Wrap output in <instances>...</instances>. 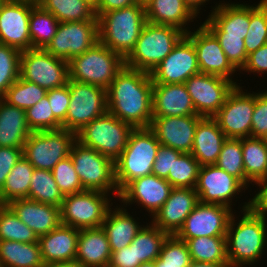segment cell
Returning a JSON list of instances; mask_svg holds the SVG:
<instances>
[{
  "instance_id": "obj_46",
  "label": "cell",
  "mask_w": 267,
  "mask_h": 267,
  "mask_svg": "<svg viewBox=\"0 0 267 267\" xmlns=\"http://www.w3.org/2000/svg\"><path fill=\"white\" fill-rule=\"evenodd\" d=\"M21 51L0 43V98L20 77Z\"/></svg>"
},
{
  "instance_id": "obj_42",
  "label": "cell",
  "mask_w": 267,
  "mask_h": 267,
  "mask_svg": "<svg viewBox=\"0 0 267 267\" xmlns=\"http://www.w3.org/2000/svg\"><path fill=\"white\" fill-rule=\"evenodd\" d=\"M46 92L43 87L36 83L19 77L1 98L8 104L26 111L39 102L46 95Z\"/></svg>"
},
{
  "instance_id": "obj_7",
  "label": "cell",
  "mask_w": 267,
  "mask_h": 267,
  "mask_svg": "<svg viewBox=\"0 0 267 267\" xmlns=\"http://www.w3.org/2000/svg\"><path fill=\"white\" fill-rule=\"evenodd\" d=\"M134 127L108 111L76 133V140L115 162L128 144Z\"/></svg>"
},
{
  "instance_id": "obj_4",
  "label": "cell",
  "mask_w": 267,
  "mask_h": 267,
  "mask_svg": "<svg viewBox=\"0 0 267 267\" xmlns=\"http://www.w3.org/2000/svg\"><path fill=\"white\" fill-rule=\"evenodd\" d=\"M160 143L150 128H134L128 144L114 162L115 182L121 192L131 181L152 174Z\"/></svg>"
},
{
  "instance_id": "obj_37",
  "label": "cell",
  "mask_w": 267,
  "mask_h": 267,
  "mask_svg": "<svg viewBox=\"0 0 267 267\" xmlns=\"http://www.w3.org/2000/svg\"><path fill=\"white\" fill-rule=\"evenodd\" d=\"M186 242L190 257L195 262L229 263L226 236L180 239Z\"/></svg>"
},
{
  "instance_id": "obj_5",
  "label": "cell",
  "mask_w": 267,
  "mask_h": 267,
  "mask_svg": "<svg viewBox=\"0 0 267 267\" xmlns=\"http://www.w3.org/2000/svg\"><path fill=\"white\" fill-rule=\"evenodd\" d=\"M184 35L176 27L146 22L124 65L151 73Z\"/></svg>"
},
{
  "instance_id": "obj_45",
  "label": "cell",
  "mask_w": 267,
  "mask_h": 267,
  "mask_svg": "<svg viewBox=\"0 0 267 267\" xmlns=\"http://www.w3.org/2000/svg\"><path fill=\"white\" fill-rule=\"evenodd\" d=\"M215 165L237 178L245 186V170L241 138H227L222 145L221 152Z\"/></svg>"
},
{
  "instance_id": "obj_9",
  "label": "cell",
  "mask_w": 267,
  "mask_h": 267,
  "mask_svg": "<svg viewBox=\"0 0 267 267\" xmlns=\"http://www.w3.org/2000/svg\"><path fill=\"white\" fill-rule=\"evenodd\" d=\"M76 133L67 129L32 132L23 147L25 157L34 168L52 171L70 154Z\"/></svg>"
},
{
  "instance_id": "obj_17",
  "label": "cell",
  "mask_w": 267,
  "mask_h": 267,
  "mask_svg": "<svg viewBox=\"0 0 267 267\" xmlns=\"http://www.w3.org/2000/svg\"><path fill=\"white\" fill-rule=\"evenodd\" d=\"M200 73L195 47L184 35L172 51L150 73L153 83H184Z\"/></svg>"
},
{
  "instance_id": "obj_23",
  "label": "cell",
  "mask_w": 267,
  "mask_h": 267,
  "mask_svg": "<svg viewBox=\"0 0 267 267\" xmlns=\"http://www.w3.org/2000/svg\"><path fill=\"white\" fill-rule=\"evenodd\" d=\"M198 203L195 188H172L166 202L154 214L152 223L169 235H175Z\"/></svg>"
},
{
  "instance_id": "obj_63",
  "label": "cell",
  "mask_w": 267,
  "mask_h": 267,
  "mask_svg": "<svg viewBox=\"0 0 267 267\" xmlns=\"http://www.w3.org/2000/svg\"><path fill=\"white\" fill-rule=\"evenodd\" d=\"M17 1H28V2L38 4L40 0H17Z\"/></svg>"
},
{
  "instance_id": "obj_49",
  "label": "cell",
  "mask_w": 267,
  "mask_h": 267,
  "mask_svg": "<svg viewBox=\"0 0 267 267\" xmlns=\"http://www.w3.org/2000/svg\"><path fill=\"white\" fill-rule=\"evenodd\" d=\"M52 173L59 190L64 196L85 190L76 170L74 169V164L70 156L59 161L54 166Z\"/></svg>"
},
{
  "instance_id": "obj_59",
  "label": "cell",
  "mask_w": 267,
  "mask_h": 267,
  "mask_svg": "<svg viewBox=\"0 0 267 267\" xmlns=\"http://www.w3.org/2000/svg\"><path fill=\"white\" fill-rule=\"evenodd\" d=\"M209 0H184L186 5L191 9V11L197 16L199 12V8L201 5L206 3Z\"/></svg>"
},
{
  "instance_id": "obj_43",
  "label": "cell",
  "mask_w": 267,
  "mask_h": 267,
  "mask_svg": "<svg viewBox=\"0 0 267 267\" xmlns=\"http://www.w3.org/2000/svg\"><path fill=\"white\" fill-rule=\"evenodd\" d=\"M38 239L7 205H0V240L33 243Z\"/></svg>"
},
{
  "instance_id": "obj_36",
  "label": "cell",
  "mask_w": 267,
  "mask_h": 267,
  "mask_svg": "<svg viewBox=\"0 0 267 267\" xmlns=\"http://www.w3.org/2000/svg\"><path fill=\"white\" fill-rule=\"evenodd\" d=\"M34 169L25 157L14 165L0 191V205H7L16 199H29V186Z\"/></svg>"
},
{
  "instance_id": "obj_65",
  "label": "cell",
  "mask_w": 267,
  "mask_h": 267,
  "mask_svg": "<svg viewBox=\"0 0 267 267\" xmlns=\"http://www.w3.org/2000/svg\"><path fill=\"white\" fill-rule=\"evenodd\" d=\"M6 0H0V8Z\"/></svg>"
},
{
  "instance_id": "obj_33",
  "label": "cell",
  "mask_w": 267,
  "mask_h": 267,
  "mask_svg": "<svg viewBox=\"0 0 267 267\" xmlns=\"http://www.w3.org/2000/svg\"><path fill=\"white\" fill-rule=\"evenodd\" d=\"M245 187L267 178V142L263 138H241Z\"/></svg>"
},
{
  "instance_id": "obj_6",
  "label": "cell",
  "mask_w": 267,
  "mask_h": 267,
  "mask_svg": "<svg viewBox=\"0 0 267 267\" xmlns=\"http://www.w3.org/2000/svg\"><path fill=\"white\" fill-rule=\"evenodd\" d=\"M68 65L69 80L96 85L106 90L125 66L124 59L119 54L100 42L73 57Z\"/></svg>"
},
{
  "instance_id": "obj_66",
  "label": "cell",
  "mask_w": 267,
  "mask_h": 267,
  "mask_svg": "<svg viewBox=\"0 0 267 267\" xmlns=\"http://www.w3.org/2000/svg\"><path fill=\"white\" fill-rule=\"evenodd\" d=\"M263 139L267 142V133H266V135L263 137Z\"/></svg>"
},
{
  "instance_id": "obj_53",
  "label": "cell",
  "mask_w": 267,
  "mask_h": 267,
  "mask_svg": "<svg viewBox=\"0 0 267 267\" xmlns=\"http://www.w3.org/2000/svg\"><path fill=\"white\" fill-rule=\"evenodd\" d=\"M182 152L171 147L161 145L158 149L157 156L152 168V174L167 179L169 171L172 170L174 161Z\"/></svg>"
},
{
  "instance_id": "obj_22",
  "label": "cell",
  "mask_w": 267,
  "mask_h": 267,
  "mask_svg": "<svg viewBox=\"0 0 267 267\" xmlns=\"http://www.w3.org/2000/svg\"><path fill=\"white\" fill-rule=\"evenodd\" d=\"M172 188L166 179L150 174L131 181L120 192L119 199L123 205L142 204L153 217L168 199Z\"/></svg>"
},
{
  "instance_id": "obj_18",
  "label": "cell",
  "mask_w": 267,
  "mask_h": 267,
  "mask_svg": "<svg viewBox=\"0 0 267 267\" xmlns=\"http://www.w3.org/2000/svg\"><path fill=\"white\" fill-rule=\"evenodd\" d=\"M245 187L237 178L216 165L201 166L195 186L199 202L231 208L232 197Z\"/></svg>"
},
{
  "instance_id": "obj_16",
  "label": "cell",
  "mask_w": 267,
  "mask_h": 267,
  "mask_svg": "<svg viewBox=\"0 0 267 267\" xmlns=\"http://www.w3.org/2000/svg\"><path fill=\"white\" fill-rule=\"evenodd\" d=\"M232 209L219 204L199 202L186 217L183 226L175 234L178 239H190L201 236H226Z\"/></svg>"
},
{
  "instance_id": "obj_27",
  "label": "cell",
  "mask_w": 267,
  "mask_h": 267,
  "mask_svg": "<svg viewBox=\"0 0 267 267\" xmlns=\"http://www.w3.org/2000/svg\"><path fill=\"white\" fill-rule=\"evenodd\" d=\"M226 140L227 137L213 117H202L195 130L191 154L200 166L215 165Z\"/></svg>"
},
{
  "instance_id": "obj_54",
  "label": "cell",
  "mask_w": 267,
  "mask_h": 267,
  "mask_svg": "<svg viewBox=\"0 0 267 267\" xmlns=\"http://www.w3.org/2000/svg\"><path fill=\"white\" fill-rule=\"evenodd\" d=\"M23 157V148L0 147V191L7 175L14 165Z\"/></svg>"
},
{
  "instance_id": "obj_48",
  "label": "cell",
  "mask_w": 267,
  "mask_h": 267,
  "mask_svg": "<svg viewBox=\"0 0 267 267\" xmlns=\"http://www.w3.org/2000/svg\"><path fill=\"white\" fill-rule=\"evenodd\" d=\"M158 260L162 267H188L192 261L186 242L175 235H169L164 241Z\"/></svg>"
},
{
  "instance_id": "obj_25",
  "label": "cell",
  "mask_w": 267,
  "mask_h": 267,
  "mask_svg": "<svg viewBox=\"0 0 267 267\" xmlns=\"http://www.w3.org/2000/svg\"><path fill=\"white\" fill-rule=\"evenodd\" d=\"M153 117L197 115L184 83H153Z\"/></svg>"
},
{
  "instance_id": "obj_31",
  "label": "cell",
  "mask_w": 267,
  "mask_h": 267,
  "mask_svg": "<svg viewBox=\"0 0 267 267\" xmlns=\"http://www.w3.org/2000/svg\"><path fill=\"white\" fill-rule=\"evenodd\" d=\"M31 133L25 110L0 98V147L23 148Z\"/></svg>"
},
{
  "instance_id": "obj_3",
  "label": "cell",
  "mask_w": 267,
  "mask_h": 267,
  "mask_svg": "<svg viewBox=\"0 0 267 267\" xmlns=\"http://www.w3.org/2000/svg\"><path fill=\"white\" fill-rule=\"evenodd\" d=\"M99 42L125 59L135 47L147 22L144 4H135L101 14Z\"/></svg>"
},
{
  "instance_id": "obj_32",
  "label": "cell",
  "mask_w": 267,
  "mask_h": 267,
  "mask_svg": "<svg viewBox=\"0 0 267 267\" xmlns=\"http://www.w3.org/2000/svg\"><path fill=\"white\" fill-rule=\"evenodd\" d=\"M123 208H115V211L110 209L101 225L108 238L111 252L130 245L142 229V226H139V223Z\"/></svg>"
},
{
  "instance_id": "obj_56",
  "label": "cell",
  "mask_w": 267,
  "mask_h": 267,
  "mask_svg": "<svg viewBox=\"0 0 267 267\" xmlns=\"http://www.w3.org/2000/svg\"><path fill=\"white\" fill-rule=\"evenodd\" d=\"M242 70L248 72H267V43L248 55L247 62Z\"/></svg>"
},
{
  "instance_id": "obj_35",
  "label": "cell",
  "mask_w": 267,
  "mask_h": 267,
  "mask_svg": "<svg viewBox=\"0 0 267 267\" xmlns=\"http://www.w3.org/2000/svg\"><path fill=\"white\" fill-rule=\"evenodd\" d=\"M38 4L59 22L98 21L87 0H40Z\"/></svg>"
},
{
  "instance_id": "obj_24",
  "label": "cell",
  "mask_w": 267,
  "mask_h": 267,
  "mask_svg": "<svg viewBox=\"0 0 267 267\" xmlns=\"http://www.w3.org/2000/svg\"><path fill=\"white\" fill-rule=\"evenodd\" d=\"M7 206L39 238L58 228L61 223L60 207L28 198L10 201Z\"/></svg>"
},
{
  "instance_id": "obj_44",
  "label": "cell",
  "mask_w": 267,
  "mask_h": 267,
  "mask_svg": "<svg viewBox=\"0 0 267 267\" xmlns=\"http://www.w3.org/2000/svg\"><path fill=\"white\" fill-rule=\"evenodd\" d=\"M200 167L191 153H181L166 180L173 188H195Z\"/></svg>"
},
{
  "instance_id": "obj_47",
  "label": "cell",
  "mask_w": 267,
  "mask_h": 267,
  "mask_svg": "<svg viewBox=\"0 0 267 267\" xmlns=\"http://www.w3.org/2000/svg\"><path fill=\"white\" fill-rule=\"evenodd\" d=\"M25 112L32 132L62 129V123L54 116L47 95Z\"/></svg>"
},
{
  "instance_id": "obj_41",
  "label": "cell",
  "mask_w": 267,
  "mask_h": 267,
  "mask_svg": "<svg viewBox=\"0 0 267 267\" xmlns=\"http://www.w3.org/2000/svg\"><path fill=\"white\" fill-rule=\"evenodd\" d=\"M244 43L247 56L267 43V0L249 6V27Z\"/></svg>"
},
{
  "instance_id": "obj_15",
  "label": "cell",
  "mask_w": 267,
  "mask_h": 267,
  "mask_svg": "<svg viewBox=\"0 0 267 267\" xmlns=\"http://www.w3.org/2000/svg\"><path fill=\"white\" fill-rule=\"evenodd\" d=\"M184 85L197 115L202 117H213L236 86L231 80L205 73L190 76Z\"/></svg>"
},
{
  "instance_id": "obj_13",
  "label": "cell",
  "mask_w": 267,
  "mask_h": 267,
  "mask_svg": "<svg viewBox=\"0 0 267 267\" xmlns=\"http://www.w3.org/2000/svg\"><path fill=\"white\" fill-rule=\"evenodd\" d=\"M99 42L98 21L60 22L45 50L67 62Z\"/></svg>"
},
{
  "instance_id": "obj_19",
  "label": "cell",
  "mask_w": 267,
  "mask_h": 267,
  "mask_svg": "<svg viewBox=\"0 0 267 267\" xmlns=\"http://www.w3.org/2000/svg\"><path fill=\"white\" fill-rule=\"evenodd\" d=\"M185 35L195 47L200 73L226 78L238 86L231 78L236 69L228 61L219 40L204 24Z\"/></svg>"
},
{
  "instance_id": "obj_28",
  "label": "cell",
  "mask_w": 267,
  "mask_h": 267,
  "mask_svg": "<svg viewBox=\"0 0 267 267\" xmlns=\"http://www.w3.org/2000/svg\"><path fill=\"white\" fill-rule=\"evenodd\" d=\"M203 23L212 33L246 37L249 27V5L219 3Z\"/></svg>"
},
{
  "instance_id": "obj_11",
  "label": "cell",
  "mask_w": 267,
  "mask_h": 267,
  "mask_svg": "<svg viewBox=\"0 0 267 267\" xmlns=\"http://www.w3.org/2000/svg\"><path fill=\"white\" fill-rule=\"evenodd\" d=\"M69 93L70 103L62 129L77 133L108 111L105 88L69 80Z\"/></svg>"
},
{
  "instance_id": "obj_39",
  "label": "cell",
  "mask_w": 267,
  "mask_h": 267,
  "mask_svg": "<svg viewBox=\"0 0 267 267\" xmlns=\"http://www.w3.org/2000/svg\"><path fill=\"white\" fill-rule=\"evenodd\" d=\"M168 236L167 232L162 231L153 223L143 226L131 242L134 244L136 261L145 263L158 259L162 245Z\"/></svg>"
},
{
  "instance_id": "obj_60",
  "label": "cell",
  "mask_w": 267,
  "mask_h": 267,
  "mask_svg": "<svg viewBox=\"0 0 267 267\" xmlns=\"http://www.w3.org/2000/svg\"><path fill=\"white\" fill-rule=\"evenodd\" d=\"M188 267H229V263H210L191 261Z\"/></svg>"
},
{
  "instance_id": "obj_58",
  "label": "cell",
  "mask_w": 267,
  "mask_h": 267,
  "mask_svg": "<svg viewBox=\"0 0 267 267\" xmlns=\"http://www.w3.org/2000/svg\"><path fill=\"white\" fill-rule=\"evenodd\" d=\"M260 191L251 199V207L259 214L267 216V178L259 181Z\"/></svg>"
},
{
  "instance_id": "obj_55",
  "label": "cell",
  "mask_w": 267,
  "mask_h": 267,
  "mask_svg": "<svg viewBox=\"0 0 267 267\" xmlns=\"http://www.w3.org/2000/svg\"><path fill=\"white\" fill-rule=\"evenodd\" d=\"M140 264V261H136L134 244H130L111 253L108 267H137Z\"/></svg>"
},
{
  "instance_id": "obj_2",
  "label": "cell",
  "mask_w": 267,
  "mask_h": 267,
  "mask_svg": "<svg viewBox=\"0 0 267 267\" xmlns=\"http://www.w3.org/2000/svg\"><path fill=\"white\" fill-rule=\"evenodd\" d=\"M242 210L239 223H235L233 214L226 232L229 267L253 264L261 258L267 244V218L251 207V201L245 203Z\"/></svg>"
},
{
  "instance_id": "obj_52",
  "label": "cell",
  "mask_w": 267,
  "mask_h": 267,
  "mask_svg": "<svg viewBox=\"0 0 267 267\" xmlns=\"http://www.w3.org/2000/svg\"><path fill=\"white\" fill-rule=\"evenodd\" d=\"M46 95L49 99L50 107L54 116L63 124L65 122L70 103L69 81L68 84L62 87L48 90Z\"/></svg>"
},
{
  "instance_id": "obj_14",
  "label": "cell",
  "mask_w": 267,
  "mask_h": 267,
  "mask_svg": "<svg viewBox=\"0 0 267 267\" xmlns=\"http://www.w3.org/2000/svg\"><path fill=\"white\" fill-rule=\"evenodd\" d=\"M241 88L239 85L235 86L213 116L227 138L251 137L255 93H245Z\"/></svg>"
},
{
  "instance_id": "obj_10",
  "label": "cell",
  "mask_w": 267,
  "mask_h": 267,
  "mask_svg": "<svg viewBox=\"0 0 267 267\" xmlns=\"http://www.w3.org/2000/svg\"><path fill=\"white\" fill-rule=\"evenodd\" d=\"M82 186L85 190H96L104 193L119 190L115 182L114 162L96 150L76 141L69 154ZM114 190V191H113Z\"/></svg>"
},
{
  "instance_id": "obj_29",
  "label": "cell",
  "mask_w": 267,
  "mask_h": 267,
  "mask_svg": "<svg viewBox=\"0 0 267 267\" xmlns=\"http://www.w3.org/2000/svg\"><path fill=\"white\" fill-rule=\"evenodd\" d=\"M111 253L102 227L79 230L75 260L83 267H108Z\"/></svg>"
},
{
  "instance_id": "obj_38",
  "label": "cell",
  "mask_w": 267,
  "mask_h": 267,
  "mask_svg": "<svg viewBox=\"0 0 267 267\" xmlns=\"http://www.w3.org/2000/svg\"><path fill=\"white\" fill-rule=\"evenodd\" d=\"M59 23L50 12L35 4L29 17L31 49H45L56 34Z\"/></svg>"
},
{
  "instance_id": "obj_1",
  "label": "cell",
  "mask_w": 267,
  "mask_h": 267,
  "mask_svg": "<svg viewBox=\"0 0 267 267\" xmlns=\"http://www.w3.org/2000/svg\"><path fill=\"white\" fill-rule=\"evenodd\" d=\"M153 82L148 72L124 66L107 89V109L134 128H150Z\"/></svg>"
},
{
  "instance_id": "obj_30",
  "label": "cell",
  "mask_w": 267,
  "mask_h": 267,
  "mask_svg": "<svg viewBox=\"0 0 267 267\" xmlns=\"http://www.w3.org/2000/svg\"><path fill=\"white\" fill-rule=\"evenodd\" d=\"M144 7L147 22L173 26L185 34L190 31L187 22L196 17L184 0H145Z\"/></svg>"
},
{
  "instance_id": "obj_40",
  "label": "cell",
  "mask_w": 267,
  "mask_h": 267,
  "mask_svg": "<svg viewBox=\"0 0 267 267\" xmlns=\"http://www.w3.org/2000/svg\"><path fill=\"white\" fill-rule=\"evenodd\" d=\"M29 199L60 207L64 195L56 184L52 171L34 169L29 186Z\"/></svg>"
},
{
  "instance_id": "obj_57",
  "label": "cell",
  "mask_w": 267,
  "mask_h": 267,
  "mask_svg": "<svg viewBox=\"0 0 267 267\" xmlns=\"http://www.w3.org/2000/svg\"><path fill=\"white\" fill-rule=\"evenodd\" d=\"M135 4H144V2L141 0H97L94 10L96 17L98 18L103 13L122 9Z\"/></svg>"
},
{
  "instance_id": "obj_34",
  "label": "cell",
  "mask_w": 267,
  "mask_h": 267,
  "mask_svg": "<svg viewBox=\"0 0 267 267\" xmlns=\"http://www.w3.org/2000/svg\"><path fill=\"white\" fill-rule=\"evenodd\" d=\"M2 267H44L39 242L0 240Z\"/></svg>"
},
{
  "instance_id": "obj_8",
  "label": "cell",
  "mask_w": 267,
  "mask_h": 267,
  "mask_svg": "<svg viewBox=\"0 0 267 267\" xmlns=\"http://www.w3.org/2000/svg\"><path fill=\"white\" fill-rule=\"evenodd\" d=\"M107 193L96 190L68 194L60 206L61 223L75 229L101 227L111 209Z\"/></svg>"
},
{
  "instance_id": "obj_21",
  "label": "cell",
  "mask_w": 267,
  "mask_h": 267,
  "mask_svg": "<svg viewBox=\"0 0 267 267\" xmlns=\"http://www.w3.org/2000/svg\"><path fill=\"white\" fill-rule=\"evenodd\" d=\"M200 115L153 117L150 129L161 145L191 153Z\"/></svg>"
},
{
  "instance_id": "obj_51",
  "label": "cell",
  "mask_w": 267,
  "mask_h": 267,
  "mask_svg": "<svg viewBox=\"0 0 267 267\" xmlns=\"http://www.w3.org/2000/svg\"><path fill=\"white\" fill-rule=\"evenodd\" d=\"M267 133V91L255 94L252 115L251 137L263 138Z\"/></svg>"
},
{
  "instance_id": "obj_26",
  "label": "cell",
  "mask_w": 267,
  "mask_h": 267,
  "mask_svg": "<svg viewBox=\"0 0 267 267\" xmlns=\"http://www.w3.org/2000/svg\"><path fill=\"white\" fill-rule=\"evenodd\" d=\"M78 235L79 229L61 224L40 236L38 242L44 264L75 261Z\"/></svg>"
},
{
  "instance_id": "obj_64",
  "label": "cell",
  "mask_w": 267,
  "mask_h": 267,
  "mask_svg": "<svg viewBox=\"0 0 267 267\" xmlns=\"http://www.w3.org/2000/svg\"><path fill=\"white\" fill-rule=\"evenodd\" d=\"M89 3H91L93 6H95L96 5V3H97V0H87Z\"/></svg>"
},
{
  "instance_id": "obj_20",
  "label": "cell",
  "mask_w": 267,
  "mask_h": 267,
  "mask_svg": "<svg viewBox=\"0 0 267 267\" xmlns=\"http://www.w3.org/2000/svg\"><path fill=\"white\" fill-rule=\"evenodd\" d=\"M35 3L6 0L0 8V43L20 51L31 49L29 17Z\"/></svg>"
},
{
  "instance_id": "obj_61",
  "label": "cell",
  "mask_w": 267,
  "mask_h": 267,
  "mask_svg": "<svg viewBox=\"0 0 267 267\" xmlns=\"http://www.w3.org/2000/svg\"><path fill=\"white\" fill-rule=\"evenodd\" d=\"M44 267H83L78 261H70V262H60V263H49Z\"/></svg>"
},
{
  "instance_id": "obj_50",
  "label": "cell",
  "mask_w": 267,
  "mask_h": 267,
  "mask_svg": "<svg viewBox=\"0 0 267 267\" xmlns=\"http://www.w3.org/2000/svg\"><path fill=\"white\" fill-rule=\"evenodd\" d=\"M219 40L228 61L237 70H242L247 62L245 43L242 37L226 36V33H213Z\"/></svg>"
},
{
  "instance_id": "obj_12",
  "label": "cell",
  "mask_w": 267,
  "mask_h": 267,
  "mask_svg": "<svg viewBox=\"0 0 267 267\" xmlns=\"http://www.w3.org/2000/svg\"><path fill=\"white\" fill-rule=\"evenodd\" d=\"M20 77L48 91L68 84L69 65L45 49L32 48L21 51Z\"/></svg>"
},
{
  "instance_id": "obj_62",
  "label": "cell",
  "mask_w": 267,
  "mask_h": 267,
  "mask_svg": "<svg viewBox=\"0 0 267 267\" xmlns=\"http://www.w3.org/2000/svg\"><path fill=\"white\" fill-rule=\"evenodd\" d=\"M137 267H162V262L156 259L155 261L152 262L141 263Z\"/></svg>"
}]
</instances>
